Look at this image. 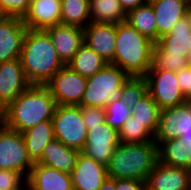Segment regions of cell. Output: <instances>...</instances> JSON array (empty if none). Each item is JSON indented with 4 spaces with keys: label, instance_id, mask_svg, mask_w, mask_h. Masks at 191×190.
<instances>
[{
    "label": "cell",
    "instance_id": "obj_1",
    "mask_svg": "<svg viewBox=\"0 0 191 190\" xmlns=\"http://www.w3.org/2000/svg\"><path fill=\"white\" fill-rule=\"evenodd\" d=\"M20 61L31 85H45L64 66L45 30L27 29Z\"/></svg>",
    "mask_w": 191,
    "mask_h": 190
},
{
    "label": "cell",
    "instance_id": "obj_2",
    "mask_svg": "<svg viewBox=\"0 0 191 190\" xmlns=\"http://www.w3.org/2000/svg\"><path fill=\"white\" fill-rule=\"evenodd\" d=\"M57 107L45 85H31L7 107L4 125L23 132L45 120H52Z\"/></svg>",
    "mask_w": 191,
    "mask_h": 190
},
{
    "label": "cell",
    "instance_id": "obj_3",
    "mask_svg": "<svg viewBox=\"0 0 191 190\" xmlns=\"http://www.w3.org/2000/svg\"><path fill=\"white\" fill-rule=\"evenodd\" d=\"M154 44L127 22L119 23L112 65L128 76L144 77L152 66Z\"/></svg>",
    "mask_w": 191,
    "mask_h": 190
},
{
    "label": "cell",
    "instance_id": "obj_4",
    "mask_svg": "<svg viewBox=\"0 0 191 190\" xmlns=\"http://www.w3.org/2000/svg\"><path fill=\"white\" fill-rule=\"evenodd\" d=\"M158 161V145L155 142L120 143L107 166L108 177L146 182Z\"/></svg>",
    "mask_w": 191,
    "mask_h": 190
},
{
    "label": "cell",
    "instance_id": "obj_5",
    "mask_svg": "<svg viewBox=\"0 0 191 190\" xmlns=\"http://www.w3.org/2000/svg\"><path fill=\"white\" fill-rule=\"evenodd\" d=\"M128 78L118 66L107 64L87 78V86L79 106L105 109L108 103L121 99V88Z\"/></svg>",
    "mask_w": 191,
    "mask_h": 190
},
{
    "label": "cell",
    "instance_id": "obj_6",
    "mask_svg": "<svg viewBox=\"0 0 191 190\" xmlns=\"http://www.w3.org/2000/svg\"><path fill=\"white\" fill-rule=\"evenodd\" d=\"M52 121L55 138L67 147L83 150L87 129L83 122L81 106L57 105Z\"/></svg>",
    "mask_w": 191,
    "mask_h": 190
},
{
    "label": "cell",
    "instance_id": "obj_7",
    "mask_svg": "<svg viewBox=\"0 0 191 190\" xmlns=\"http://www.w3.org/2000/svg\"><path fill=\"white\" fill-rule=\"evenodd\" d=\"M33 162L28 157L22 133L0 125V169L20 171L26 177Z\"/></svg>",
    "mask_w": 191,
    "mask_h": 190
},
{
    "label": "cell",
    "instance_id": "obj_8",
    "mask_svg": "<svg viewBox=\"0 0 191 190\" xmlns=\"http://www.w3.org/2000/svg\"><path fill=\"white\" fill-rule=\"evenodd\" d=\"M45 86L57 105L79 106L87 86V78L64 65Z\"/></svg>",
    "mask_w": 191,
    "mask_h": 190
},
{
    "label": "cell",
    "instance_id": "obj_9",
    "mask_svg": "<svg viewBox=\"0 0 191 190\" xmlns=\"http://www.w3.org/2000/svg\"><path fill=\"white\" fill-rule=\"evenodd\" d=\"M144 77L148 85V94L153 98L160 109L186 103L176 78V72L162 69H149Z\"/></svg>",
    "mask_w": 191,
    "mask_h": 190
},
{
    "label": "cell",
    "instance_id": "obj_10",
    "mask_svg": "<svg viewBox=\"0 0 191 190\" xmlns=\"http://www.w3.org/2000/svg\"><path fill=\"white\" fill-rule=\"evenodd\" d=\"M86 129L87 138L81 152L107 167L115 148L120 144L119 132L106 121L100 125L86 126Z\"/></svg>",
    "mask_w": 191,
    "mask_h": 190
},
{
    "label": "cell",
    "instance_id": "obj_11",
    "mask_svg": "<svg viewBox=\"0 0 191 190\" xmlns=\"http://www.w3.org/2000/svg\"><path fill=\"white\" fill-rule=\"evenodd\" d=\"M190 127L191 103L161 109L154 142L159 145L162 141L182 137Z\"/></svg>",
    "mask_w": 191,
    "mask_h": 190
},
{
    "label": "cell",
    "instance_id": "obj_12",
    "mask_svg": "<svg viewBox=\"0 0 191 190\" xmlns=\"http://www.w3.org/2000/svg\"><path fill=\"white\" fill-rule=\"evenodd\" d=\"M45 31L48 33L59 59L67 65L84 44V28L75 25L58 24Z\"/></svg>",
    "mask_w": 191,
    "mask_h": 190
},
{
    "label": "cell",
    "instance_id": "obj_13",
    "mask_svg": "<svg viewBox=\"0 0 191 190\" xmlns=\"http://www.w3.org/2000/svg\"><path fill=\"white\" fill-rule=\"evenodd\" d=\"M30 86L20 58L0 63V101L5 107Z\"/></svg>",
    "mask_w": 191,
    "mask_h": 190
},
{
    "label": "cell",
    "instance_id": "obj_14",
    "mask_svg": "<svg viewBox=\"0 0 191 190\" xmlns=\"http://www.w3.org/2000/svg\"><path fill=\"white\" fill-rule=\"evenodd\" d=\"M108 178L105 165L80 152L71 172L73 190H99Z\"/></svg>",
    "mask_w": 191,
    "mask_h": 190
},
{
    "label": "cell",
    "instance_id": "obj_15",
    "mask_svg": "<svg viewBox=\"0 0 191 190\" xmlns=\"http://www.w3.org/2000/svg\"><path fill=\"white\" fill-rule=\"evenodd\" d=\"M117 24L90 22L84 28V43L105 62L113 63Z\"/></svg>",
    "mask_w": 191,
    "mask_h": 190
},
{
    "label": "cell",
    "instance_id": "obj_16",
    "mask_svg": "<svg viewBox=\"0 0 191 190\" xmlns=\"http://www.w3.org/2000/svg\"><path fill=\"white\" fill-rule=\"evenodd\" d=\"M27 29L21 18L5 16L0 20V63L20 58Z\"/></svg>",
    "mask_w": 191,
    "mask_h": 190
},
{
    "label": "cell",
    "instance_id": "obj_17",
    "mask_svg": "<svg viewBox=\"0 0 191 190\" xmlns=\"http://www.w3.org/2000/svg\"><path fill=\"white\" fill-rule=\"evenodd\" d=\"M191 170L156 163L145 182L146 190H187Z\"/></svg>",
    "mask_w": 191,
    "mask_h": 190
},
{
    "label": "cell",
    "instance_id": "obj_18",
    "mask_svg": "<svg viewBox=\"0 0 191 190\" xmlns=\"http://www.w3.org/2000/svg\"><path fill=\"white\" fill-rule=\"evenodd\" d=\"M30 190H73L71 174L34 163L27 177Z\"/></svg>",
    "mask_w": 191,
    "mask_h": 190
},
{
    "label": "cell",
    "instance_id": "obj_19",
    "mask_svg": "<svg viewBox=\"0 0 191 190\" xmlns=\"http://www.w3.org/2000/svg\"><path fill=\"white\" fill-rule=\"evenodd\" d=\"M22 20L32 30H45L61 24V0H36Z\"/></svg>",
    "mask_w": 191,
    "mask_h": 190
},
{
    "label": "cell",
    "instance_id": "obj_20",
    "mask_svg": "<svg viewBox=\"0 0 191 190\" xmlns=\"http://www.w3.org/2000/svg\"><path fill=\"white\" fill-rule=\"evenodd\" d=\"M189 0H159L151 2L156 16L157 40L169 33L179 19L186 15Z\"/></svg>",
    "mask_w": 191,
    "mask_h": 190
},
{
    "label": "cell",
    "instance_id": "obj_21",
    "mask_svg": "<svg viewBox=\"0 0 191 190\" xmlns=\"http://www.w3.org/2000/svg\"><path fill=\"white\" fill-rule=\"evenodd\" d=\"M81 151L67 147L54 138L43 150L41 158L36 163L55 168L61 172L71 174L75 168Z\"/></svg>",
    "mask_w": 191,
    "mask_h": 190
},
{
    "label": "cell",
    "instance_id": "obj_22",
    "mask_svg": "<svg viewBox=\"0 0 191 190\" xmlns=\"http://www.w3.org/2000/svg\"><path fill=\"white\" fill-rule=\"evenodd\" d=\"M169 55L187 56L191 49V27L184 16L172 27V30L155 42Z\"/></svg>",
    "mask_w": 191,
    "mask_h": 190
},
{
    "label": "cell",
    "instance_id": "obj_23",
    "mask_svg": "<svg viewBox=\"0 0 191 190\" xmlns=\"http://www.w3.org/2000/svg\"><path fill=\"white\" fill-rule=\"evenodd\" d=\"M158 156L164 165L191 170V143L183 137L162 141L158 145Z\"/></svg>",
    "mask_w": 191,
    "mask_h": 190
},
{
    "label": "cell",
    "instance_id": "obj_24",
    "mask_svg": "<svg viewBox=\"0 0 191 190\" xmlns=\"http://www.w3.org/2000/svg\"><path fill=\"white\" fill-rule=\"evenodd\" d=\"M21 133L28 157L33 163L41 158L44 148L55 138L52 120L40 122Z\"/></svg>",
    "mask_w": 191,
    "mask_h": 190
},
{
    "label": "cell",
    "instance_id": "obj_25",
    "mask_svg": "<svg viewBox=\"0 0 191 190\" xmlns=\"http://www.w3.org/2000/svg\"><path fill=\"white\" fill-rule=\"evenodd\" d=\"M155 20L154 10L148 2L126 14V22L154 42L157 41V25Z\"/></svg>",
    "mask_w": 191,
    "mask_h": 190
},
{
    "label": "cell",
    "instance_id": "obj_26",
    "mask_svg": "<svg viewBox=\"0 0 191 190\" xmlns=\"http://www.w3.org/2000/svg\"><path fill=\"white\" fill-rule=\"evenodd\" d=\"M91 22L119 24L126 22V13L119 0H90Z\"/></svg>",
    "mask_w": 191,
    "mask_h": 190
},
{
    "label": "cell",
    "instance_id": "obj_27",
    "mask_svg": "<svg viewBox=\"0 0 191 190\" xmlns=\"http://www.w3.org/2000/svg\"><path fill=\"white\" fill-rule=\"evenodd\" d=\"M107 64L108 63L105 62L93 49L84 43L67 65L73 71L88 78L100 71Z\"/></svg>",
    "mask_w": 191,
    "mask_h": 190
},
{
    "label": "cell",
    "instance_id": "obj_28",
    "mask_svg": "<svg viewBox=\"0 0 191 190\" xmlns=\"http://www.w3.org/2000/svg\"><path fill=\"white\" fill-rule=\"evenodd\" d=\"M90 0H61V24L85 28L90 22Z\"/></svg>",
    "mask_w": 191,
    "mask_h": 190
},
{
    "label": "cell",
    "instance_id": "obj_29",
    "mask_svg": "<svg viewBox=\"0 0 191 190\" xmlns=\"http://www.w3.org/2000/svg\"><path fill=\"white\" fill-rule=\"evenodd\" d=\"M131 116L144 124L154 135L159 125L160 107L153 98L146 94L137 105L131 108Z\"/></svg>",
    "mask_w": 191,
    "mask_h": 190
},
{
    "label": "cell",
    "instance_id": "obj_30",
    "mask_svg": "<svg viewBox=\"0 0 191 190\" xmlns=\"http://www.w3.org/2000/svg\"><path fill=\"white\" fill-rule=\"evenodd\" d=\"M120 143L154 142V134L144 124L130 116L119 130Z\"/></svg>",
    "mask_w": 191,
    "mask_h": 190
},
{
    "label": "cell",
    "instance_id": "obj_31",
    "mask_svg": "<svg viewBox=\"0 0 191 190\" xmlns=\"http://www.w3.org/2000/svg\"><path fill=\"white\" fill-rule=\"evenodd\" d=\"M146 94H148V85L145 77L129 76L121 88V99L130 108L137 105Z\"/></svg>",
    "mask_w": 191,
    "mask_h": 190
},
{
    "label": "cell",
    "instance_id": "obj_32",
    "mask_svg": "<svg viewBox=\"0 0 191 190\" xmlns=\"http://www.w3.org/2000/svg\"><path fill=\"white\" fill-rule=\"evenodd\" d=\"M186 58L187 56L169 55L155 43L153 48L152 66L150 69H162L177 72L187 67Z\"/></svg>",
    "mask_w": 191,
    "mask_h": 190
},
{
    "label": "cell",
    "instance_id": "obj_33",
    "mask_svg": "<svg viewBox=\"0 0 191 190\" xmlns=\"http://www.w3.org/2000/svg\"><path fill=\"white\" fill-rule=\"evenodd\" d=\"M131 113V108L127 106L124 100H115L114 102L108 103L105 107V121L119 132L124 122L131 116Z\"/></svg>",
    "mask_w": 191,
    "mask_h": 190
},
{
    "label": "cell",
    "instance_id": "obj_34",
    "mask_svg": "<svg viewBox=\"0 0 191 190\" xmlns=\"http://www.w3.org/2000/svg\"><path fill=\"white\" fill-rule=\"evenodd\" d=\"M29 187L27 177L20 171L0 169V190Z\"/></svg>",
    "mask_w": 191,
    "mask_h": 190
},
{
    "label": "cell",
    "instance_id": "obj_35",
    "mask_svg": "<svg viewBox=\"0 0 191 190\" xmlns=\"http://www.w3.org/2000/svg\"><path fill=\"white\" fill-rule=\"evenodd\" d=\"M29 6L26 0H0V10L4 16L23 19L28 13Z\"/></svg>",
    "mask_w": 191,
    "mask_h": 190
},
{
    "label": "cell",
    "instance_id": "obj_36",
    "mask_svg": "<svg viewBox=\"0 0 191 190\" xmlns=\"http://www.w3.org/2000/svg\"><path fill=\"white\" fill-rule=\"evenodd\" d=\"M85 126H96L105 122V109L99 107L81 106Z\"/></svg>",
    "mask_w": 191,
    "mask_h": 190
},
{
    "label": "cell",
    "instance_id": "obj_37",
    "mask_svg": "<svg viewBox=\"0 0 191 190\" xmlns=\"http://www.w3.org/2000/svg\"><path fill=\"white\" fill-rule=\"evenodd\" d=\"M176 78L186 102L191 103V68L185 67L177 71Z\"/></svg>",
    "mask_w": 191,
    "mask_h": 190
},
{
    "label": "cell",
    "instance_id": "obj_38",
    "mask_svg": "<svg viewBox=\"0 0 191 190\" xmlns=\"http://www.w3.org/2000/svg\"><path fill=\"white\" fill-rule=\"evenodd\" d=\"M115 190H146L145 182L135 179H115Z\"/></svg>",
    "mask_w": 191,
    "mask_h": 190
},
{
    "label": "cell",
    "instance_id": "obj_39",
    "mask_svg": "<svg viewBox=\"0 0 191 190\" xmlns=\"http://www.w3.org/2000/svg\"><path fill=\"white\" fill-rule=\"evenodd\" d=\"M121 7L127 14L129 11L137 8L138 6L144 5L146 0H119Z\"/></svg>",
    "mask_w": 191,
    "mask_h": 190
},
{
    "label": "cell",
    "instance_id": "obj_40",
    "mask_svg": "<svg viewBox=\"0 0 191 190\" xmlns=\"http://www.w3.org/2000/svg\"><path fill=\"white\" fill-rule=\"evenodd\" d=\"M99 190H115V179L108 178Z\"/></svg>",
    "mask_w": 191,
    "mask_h": 190
},
{
    "label": "cell",
    "instance_id": "obj_41",
    "mask_svg": "<svg viewBox=\"0 0 191 190\" xmlns=\"http://www.w3.org/2000/svg\"><path fill=\"white\" fill-rule=\"evenodd\" d=\"M6 116V107L0 101V125L4 123Z\"/></svg>",
    "mask_w": 191,
    "mask_h": 190
},
{
    "label": "cell",
    "instance_id": "obj_42",
    "mask_svg": "<svg viewBox=\"0 0 191 190\" xmlns=\"http://www.w3.org/2000/svg\"><path fill=\"white\" fill-rule=\"evenodd\" d=\"M185 17L187 18L188 23H189V25H190V27H191V2H190L189 5H188V8H187V10H186V15H185Z\"/></svg>",
    "mask_w": 191,
    "mask_h": 190
},
{
    "label": "cell",
    "instance_id": "obj_43",
    "mask_svg": "<svg viewBox=\"0 0 191 190\" xmlns=\"http://www.w3.org/2000/svg\"><path fill=\"white\" fill-rule=\"evenodd\" d=\"M184 138L185 141H188L191 143V127L188 129V131L183 134L182 136Z\"/></svg>",
    "mask_w": 191,
    "mask_h": 190
},
{
    "label": "cell",
    "instance_id": "obj_44",
    "mask_svg": "<svg viewBox=\"0 0 191 190\" xmlns=\"http://www.w3.org/2000/svg\"><path fill=\"white\" fill-rule=\"evenodd\" d=\"M186 64L188 68H191V49L188 52L187 58H186Z\"/></svg>",
    "mask_w": 191,
    "mask_h": 190
},
{
    "label": "cell",
    "instance_id": "obj_45",
    "mask_svg": "<svg viewBox=\"0 0 191 190\" xmlns=\"http://www.w3.org/2000/svg\"><path fill=\"white\" fill-rule=\"evenodd\" d=\"M12 190H30L29 187H18V188H14Z\"/></svg>",
    "mask_w": 191,
    "mask_h": 190
},
{
    "label": "cell",
    "instance_id": "obj_46",
    "mask_svg": "<svg viewBox=\"0 0 191 190\" xmlns=\"http://www.w3.org/2000/svg\"><path fill=\"white\" fill-rule=\"evenodd\" d=\"M27 1V3L29 4V5H31L33 2H35L36 0H26Z\"/></svg>",
    "mask_w": 191,
    "mask_h": 190
},
{
    "label": "cell",
    "instance_id": "obj_47",
    "mask_svg": "<svg viewBox=\"0 0 191 190\" xmlns=\"http://www.w3.org/2000/svg\"><path fill=\"white\" fill-rule=\"evenodd\" d=\"M5 17L4 14L2 13V11L0 10V20Z\"/></svg>",
    "mask_w": 191,
    "mask_h": 190
},
{
    "label": "cell",
    "instance_id": "obj_48",
    "mask_svg": "<svg viewBox=\"0 0 191 190\" xmlns=\"http://www.w3.org/2000/svg\"><path fill=\"white\" fill-rule=\"evenodd\" d=\"M187 190H191V181L189 182V185L187 187Z\"/></svg>",
    "mask_w": 191,
    "mask_h": 190
},
{
    "label": "cell",
    "instance_id": "obj_49",
    "mask_svg": "<svg viewBox=\"0 0 191 190\" xmlns=\"http://www.w3.org/2000/svg\"><path fill=\"white\" fill-rule=\"evenodd\" d=\"M148 3L154 2V1H159V0H146Z\"/></svg>",
    "mask_w": 191,
    "mask_h": 190
}]
</instances>
